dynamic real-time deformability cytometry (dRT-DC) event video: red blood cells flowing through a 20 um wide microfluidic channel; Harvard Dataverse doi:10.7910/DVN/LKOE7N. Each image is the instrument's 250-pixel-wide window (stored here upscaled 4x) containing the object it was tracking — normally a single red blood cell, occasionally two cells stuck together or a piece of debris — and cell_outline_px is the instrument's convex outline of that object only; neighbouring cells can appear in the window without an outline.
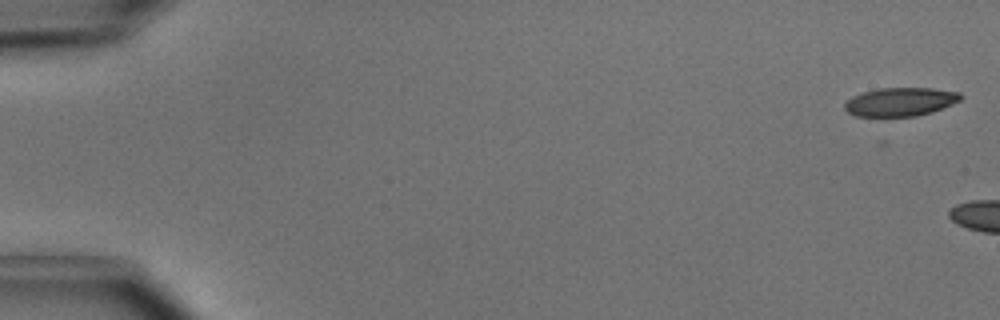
{"species": "common noctule bat (a hibernating species)", "species_latin": "Nyctalus noctula", "temperature_condition": "cold", "stored_images_in_passage": 5, "camera_frame_rate_fps": 3000, "um_per_image_px": 0.085, "animal": {"sex": "male", "body_mass_g": 15.6}, "frame": {"image": 1, "passage_image": 1, "time_ms": 0.0, "image_size_px": [1000, 320], "cell_outline_px": [[964, 96], [960, 100], [952, 104], [932, 112], [916, 116], [856, 116], [848, 112], [844, 108], [844, 104], [852, 96], [864, 92], [880, 88], [932, 88], [960, 92]], "centroid_in_image_um": [76.55, 8.65], "position_along_channel_um": 8.4, "area_um2": 19.25}}